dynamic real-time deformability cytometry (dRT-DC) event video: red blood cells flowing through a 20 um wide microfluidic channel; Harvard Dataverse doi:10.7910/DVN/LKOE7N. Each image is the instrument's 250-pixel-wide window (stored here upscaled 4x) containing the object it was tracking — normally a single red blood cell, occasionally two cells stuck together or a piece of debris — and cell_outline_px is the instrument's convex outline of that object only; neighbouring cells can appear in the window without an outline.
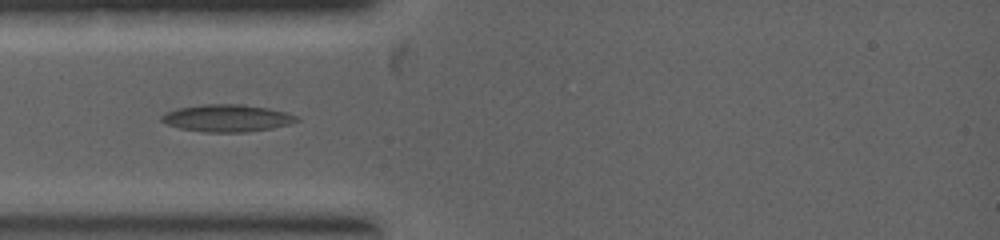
{"species": "common noctule bat (a hibernating species)", "species_latin": "Nyctalus noctula", "temperature_condition": "warm", "stored_images_in_passage": 3, "camera_frame_rate_fps": 5000, "um_per_image_px": 0.085, "animal": {"sex": "female", "body_mass_g": 19.0, "forearm_length_mm": 53.3}, "frame": {"image": 1, "passage_image": 2, "time_ms": 0.6, "image_size_px": [1000, 240], "cell_outline_px": [[300, 120], [288, 124], [272, 128], [244, 132], [204, 132], [180, 128], [168, 124], [160, 120], [160, 116], [164, 112], [176, 108], [200, 104], [244, 104], [268, 108], [284, 112], [296, 116]], "centroid_in_image_um": [19.24, 10.03], "position_along_channel_um": 65.8, "area_um2": 21.44}}